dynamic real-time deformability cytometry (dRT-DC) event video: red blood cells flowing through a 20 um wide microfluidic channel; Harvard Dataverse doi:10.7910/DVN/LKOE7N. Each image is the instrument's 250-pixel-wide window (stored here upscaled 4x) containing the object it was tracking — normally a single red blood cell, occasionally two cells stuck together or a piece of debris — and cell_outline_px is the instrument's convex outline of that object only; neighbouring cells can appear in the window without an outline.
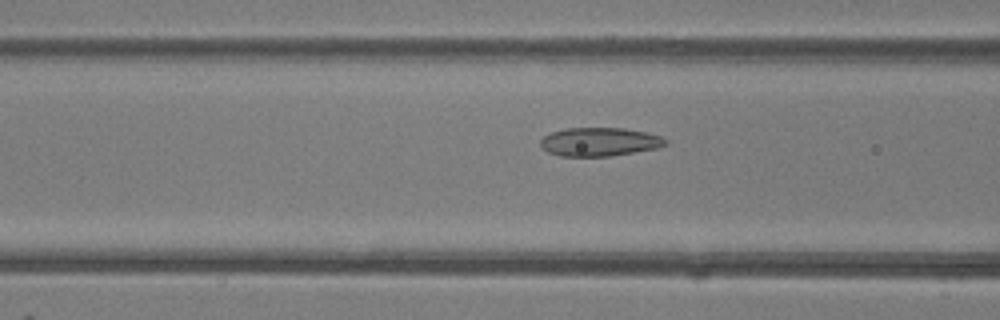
{"species": "common noctule bat (a hibernating species)", "species_latin": "Nyctalus noctula", "temperature_condition": "room temperature", "stored_images_in_passage": 31, "camera_frame_rate_fps": 3000, "um_per_image_px": 0.085, "animal": {"sex": "female"}, "frame": {"image": 1, "passage_image": 4, "time_ms": 1.0, "image_size_px": [1000, 320], "cell_outline_px": [[668, 144], [660, 148], [612, 156], [560, 156], [548, 152], [540, 144], [540, 140], [544, 136], [552, 132], [568, 128], [624, 128], [648, 132], [660, 136], [668, 140]], "centroid_in_image_um": [51.02, 12.06], "position_along_channel_um": 115.6, "area_um2": 20.98}}
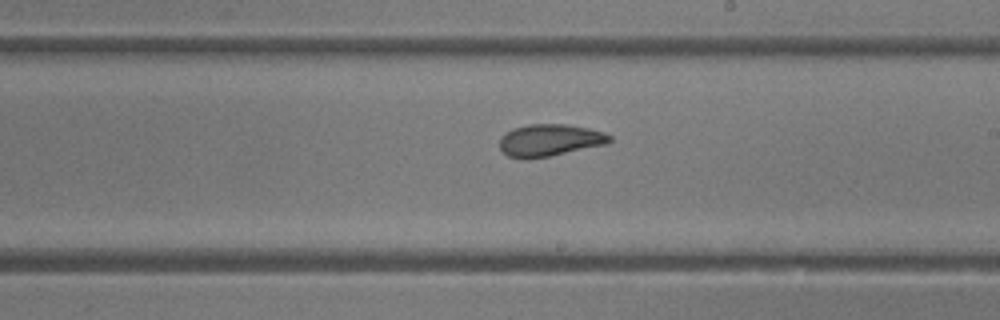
{"frame": {"image": 2, "passage_image": 13, "time_ms": 4.0, "image_size_px": [1000, 320], "cell_outline_px": [[612, 140], [608, 144], [552, 156], [508, 156], [500, 148], [500, 136], [504, 132], [512, 128], [528, 124], [568, 124], [588, 128], [604, 132], [612, 136]], "centroid_in_image_um": [46.78, 11.88], "position_along_channel_um": 242.2, "area_um2": 20.4}}
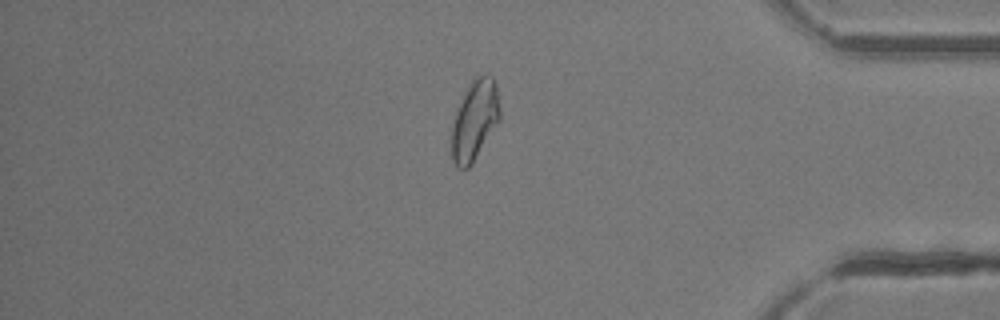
{"frame": {"image": 3, "passage_image": 26, "time_ms": 8.333, "image_size_px": [1000, 320], "cell_outline_px": [[500, 120], [472, 164], [468, 168], [456, 168], [452, 160], [452, 124], [456, 112], [472, 80], [476, 76], [484, 72], [488, 72], [492, 76], [496, 84], [500, 108]], "centroid_in_image_um": [40.37, 10.21], "position_along_channel_um": 394.8, "area_um2": 22.48}}